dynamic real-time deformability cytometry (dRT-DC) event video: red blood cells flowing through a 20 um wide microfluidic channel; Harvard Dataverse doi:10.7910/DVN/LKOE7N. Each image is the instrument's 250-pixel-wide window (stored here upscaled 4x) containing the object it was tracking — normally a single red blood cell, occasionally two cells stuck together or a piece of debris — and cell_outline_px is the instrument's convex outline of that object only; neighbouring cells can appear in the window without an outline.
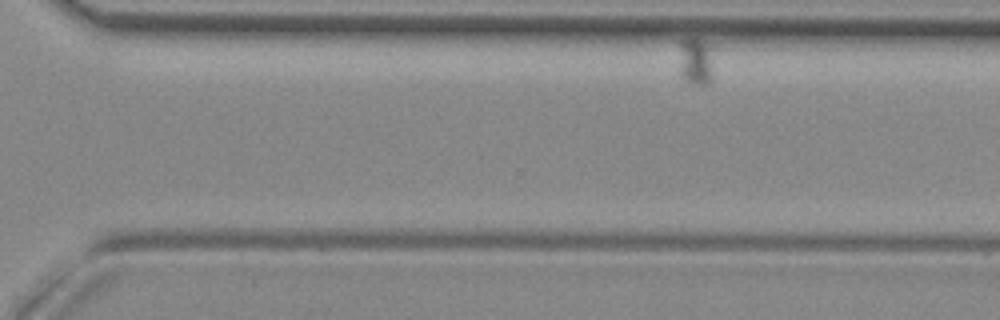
{"species": "common noctule bat (a hibernating species)", "species_latin": "Nyctalus noctula", "temperature_condition": "room temperature", "stored_images_in_passage": 53, "camera_frame_rate_fps": 3000, "um_per_image_px": 0.085, "animal": {"sex": "female", "body_mass_g": 29.2, "forearm_length_mm": 56.3}, "frame": {"image": 1, "passage_image": 46, "time_ms": 15.0, "image_size_px": [1000, 320], "cell_outline_px": [[716, 48], [712, 80], [704, 84], [696, 84], [684, 80], [680, 76], [676, 44], [680, 40], [688, 36], [696, 36], [712, 44]], "centroid_in_image_um": [59.15, 5.08], "position_along_channel_um": 311.4, "area_um2": 11.1}}